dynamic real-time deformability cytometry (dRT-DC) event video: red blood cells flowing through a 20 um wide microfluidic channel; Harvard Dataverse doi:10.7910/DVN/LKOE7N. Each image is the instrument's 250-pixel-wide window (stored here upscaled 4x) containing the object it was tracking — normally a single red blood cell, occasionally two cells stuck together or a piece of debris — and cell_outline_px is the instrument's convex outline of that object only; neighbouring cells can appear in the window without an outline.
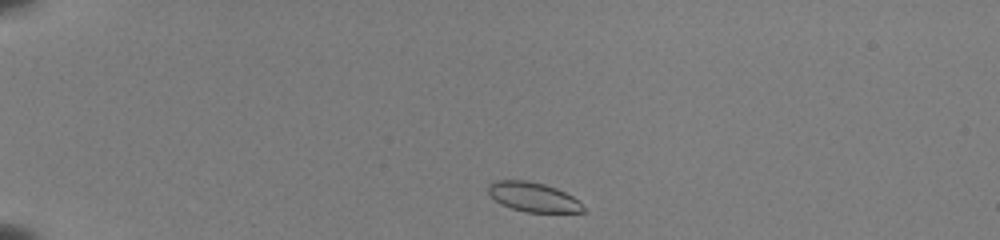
{"species": "common noctule bat (a hibernating species)", "species_latin": "Nyctalus noctula", "temperature_condition": "room temperature", "stored_images_in_passage": 41, "camera_frame_rate_fps": 3000, "um_per_image_px": 0.085, "animal": {"sex": "female", "body_mass_g": 22.0, "forearm_length_mm": 56.7}, "frame": {"image": 1, "passage_image": 1, "time_ms": 0.0, "image_size_px": [1000, 240], "cell_outline_px": [[588, 212], [524, 212], [500, 204], [488, 192], [488, 184], [496, 180], [524, 180], [544, 184], [556, 188], [572, 196]], "centroid_in_image_um": [45.3, 16.75], "position_along_channel_um": 39.7, "area_um2": 16.13}}
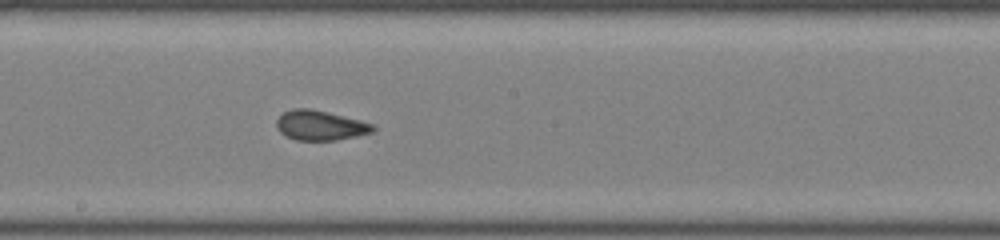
{"frame": {"image": 2, "passage_image": 20, "time_ms": 6.333, "image_size_px": [1000, 240], "cell_outline_px": [[376, 128], [372, 132], [356, 136], [336, 140], [296, 140], [284, 136], [276, 128], [276, 120], [284, 112], [292, 108], [308, 108], [328, 112], [360, 120], [372, 124]], "centroid_in_image_um": [27.18, 10.66], "position_along_channel_um": 221.0, "area_um2": 16.76}}
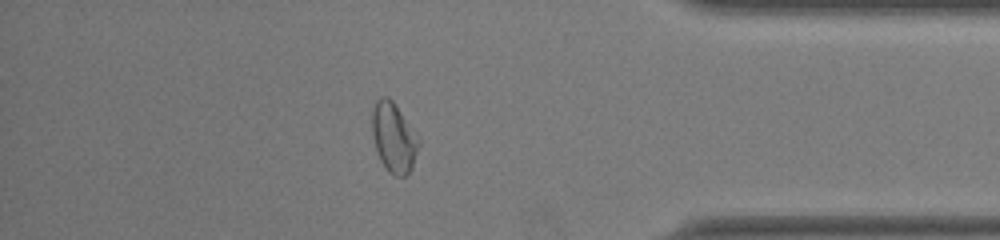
{"frame": {"image": 3, "passage_image": 35, "time_ms": 11.333, "image_size_px": [1000, 240], "cell_outline_px": [[420, 144], [412, 168], [404, 176], [396, 176], [388, 172], [380, 160], [376, 148], [372, 132], [372, 108], [376, 100], [380, 96], [388, 96], [392, 100], [420, 136]], "centroid_in_image_um": [33.49, 11.67], "position_along_channel_um": 401.7, "area_um2": 19.19}, "authors_computed_cell_mechanics": {"area_um2": 16.762, "velocity_mm_per_s": 3.9397, "shape_relaxation_time_tau1_ms": 3.684, "shape_relaxation_time_tau2_ms": 0.278, "deformation_change_tau1": 0.1179, "deformation_change_tau2": 0.0784}}